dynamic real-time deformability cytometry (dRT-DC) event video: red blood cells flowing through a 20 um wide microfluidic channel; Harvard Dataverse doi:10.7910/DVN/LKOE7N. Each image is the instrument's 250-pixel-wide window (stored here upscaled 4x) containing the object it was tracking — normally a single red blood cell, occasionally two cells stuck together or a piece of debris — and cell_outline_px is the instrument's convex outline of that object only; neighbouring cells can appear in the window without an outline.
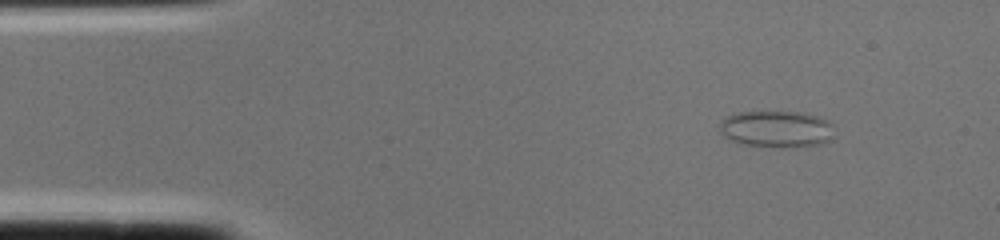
{"species": "common noctule bat (a hibernating species)", "species_latin": "Nyctalus noctula", "temperature_condition": "cold", "stored_images_in_passage": 1, "camera_frame_rate_fps": 3000, "um_per_image_px": 0.085, "animal": {"sex": "female", "body_mass_g": 22.0, "forearm_length_mm": 56.7}, "frame": {"image": 1, "passage_image": 1, "time_ms": 0.0, "image_size_px": [1000, 240], "cell_outline_px": [[832, 140], [820, 144], [796, 148], [784, 148], [744, 144], [728, 140], [720, 132], [720, 124], [728, 116], [740, 112], [800, 112], [816, 116], [828, 120], [832, 124]], "centroid_in_image_um": [66.03, 10.99], "position_along_channel_um": 19.0, "area_um2": 24.62}}